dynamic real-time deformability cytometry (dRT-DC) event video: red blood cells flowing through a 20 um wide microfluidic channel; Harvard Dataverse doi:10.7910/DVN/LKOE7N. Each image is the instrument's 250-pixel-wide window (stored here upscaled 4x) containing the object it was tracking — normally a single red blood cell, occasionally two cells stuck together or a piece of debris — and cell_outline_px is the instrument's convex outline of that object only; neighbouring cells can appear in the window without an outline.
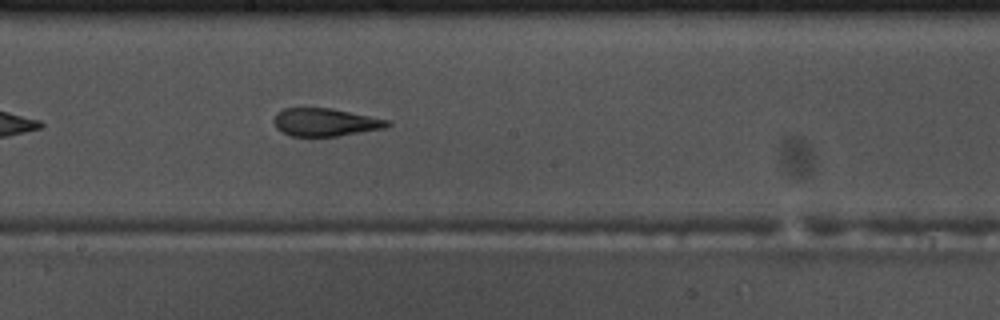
{"species": "common noctule bat (a hibernating species)", "species_latin": "Nyctalus noctula", "temperature_condition": "warm", "stored_images_in_passage": 40, "camera_frame_rate_fps": 3000, "um_per_image_px": 0.085, "animal": {"sex": "male", "body_mass_g": 17.5, "forearm_length_mm": 52.3}, "frame": {"image": 1, "passage_image": 16, "time_ms": 5.0, "image_size_px": [1000, 320], "cell_outline_px": [[392, 124], [384, 128], [336, 136], [292, 136], [276, 128], [272, 120], [276, 112], [284, 108], [332, 108], [392, 120]], "centroid_in_image_um": [27.66, 10.37], "position_along_channel_um": 220.5, "area_um2": 18.55}}
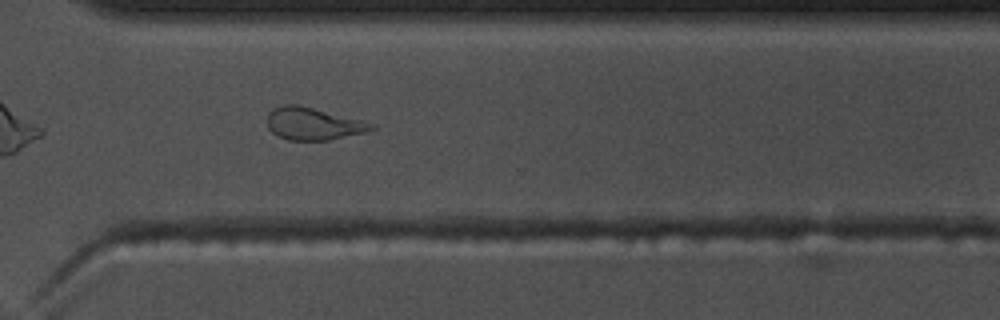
{"frame": {"image": 2, "passage_image": 26, "time_ms": 8.333, "image_size_px": [1000, 320], "cell_outline_px": [[376, 128], [364, 132], [328, 140], [288, 140], [276, 136], [268, 128], [268, 112], [272, 108], [284, 104], [296, 104], [376, 124]], "centroid_in_image_um": [26.57, 10.52], "position_along_channel_um": 344.0, "area_um2": 19.42}}
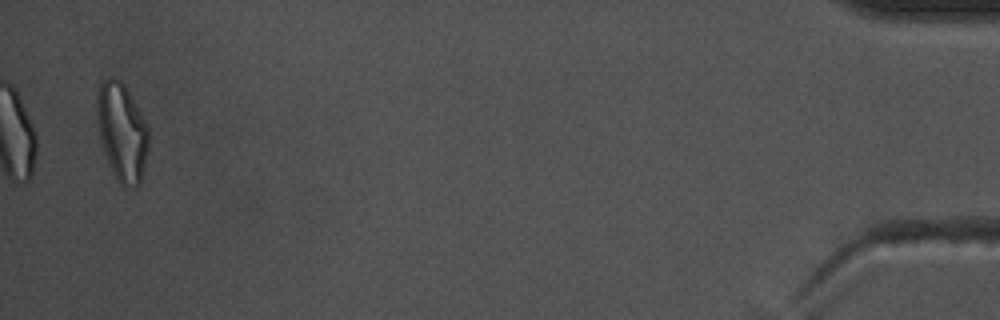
{"frame": {"image": 3, "passage_image": 40, "time_ms": 13.0, "image_size_px": [1000, 320], "cell_outline_px": [[148, 148], [140, 184], [136, 188], [132, 188], [120, 184], [116, 180], [108, 160], [100, 136], [96, 116], [96, 92], [100, 80], [108, 76], [112, 76], [120, 80], [124, 84], [144, 120], [148, 128]], "centroid_in_image_um": [10.34, 11.18], "position_along_channel_um": 424.9, "area_um2": 29.42}, "authors_computed_cell_mechanics": {"area_um2": 19.4497, "velocity_mm_per_s": 3.7001, "shape_relaxation_time_tau1_ms": null, "shape_relaxation_time_tau2_ms": 1.3674, "deformation_change_tau1": null, "deformation_change_tau2": 0.0923}}